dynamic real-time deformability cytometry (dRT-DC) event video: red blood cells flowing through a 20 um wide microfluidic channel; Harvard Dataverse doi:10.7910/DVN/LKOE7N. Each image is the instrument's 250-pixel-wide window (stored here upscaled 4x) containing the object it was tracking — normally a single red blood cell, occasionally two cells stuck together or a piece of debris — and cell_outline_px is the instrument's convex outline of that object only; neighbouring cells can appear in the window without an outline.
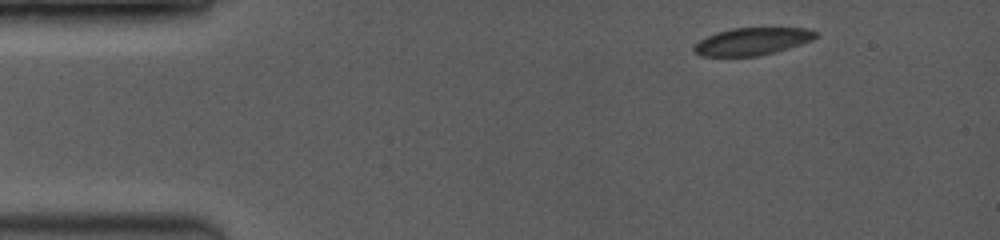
{"species": "common noctule bat (a hibernating species)", "species_latin": "Nyctalus noctula", "temperature_condition": "room temperature", "stored_images_in_passage": 7, "camera_frame_rate_fps": 3500, "um_per_image_px": 0.085, "animal": {"sex": "female", "body_mass_g": 19.0, "forearm_length_mm": 53.3}, "frame": {"image": 1, "passage_image": 1, "time_ms": 0.0, "image_size_px": [1000, 240], "cell_outline_px": [[820, 36], [812, 40], [776, 52], [760, 56], [700, 56], [692, 52], [692, 48], [700, 40], [716, 32], [732, 28], [808, 28], [820, 32]], "centroid_in_image_um": [63.97, 3.52], "position_along_channel_um": 21.0, "area_um2": 19.65}}
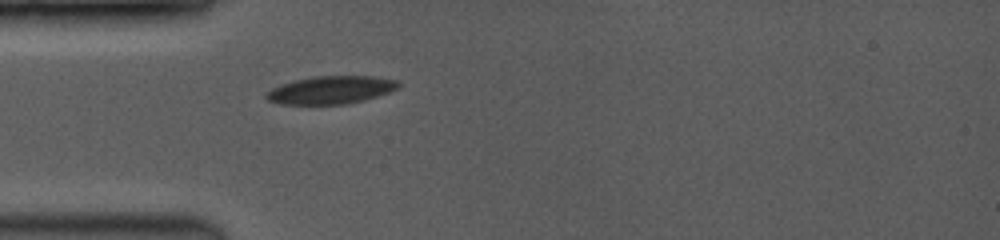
{"frame": {"image": 2, "passage_image": 4, "time_ms": 2.857, "image_size_px": [1000, 240], "cell_outline_px": [[400, 84], [396, 88], [388, 92], [364, 100], [348, 104], [280, 104], [268, 100], [264, 96], [272, 88], [296, 80], [316, 76], [372, 76], [396, 80]], "centroid_in_image_um": [28.12, 7.65], "position_along_channel_um": 56.9, "area_um2": 21.1}}
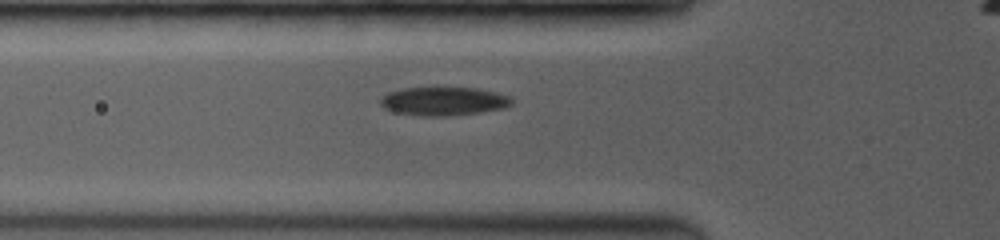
{"frame": {"image": 3, "passage_image": 6, "time_ms": 3.714, "image_size_px": [1000, 240], "cell_outline_px": [[512, 104], [504, 108], [480, 112], [448, 116], [424, 116], [396, 112], [384, 108], [380, 104], [380, 96], [388, 92], [404, 88], [436, 84], [476, 88], [496, 92], [508, 96], [512, 100]], "centroid_in_image_um": [37.66, 8.55], "position_along_channel_um": 88.1, "area_um2": 22.77}}